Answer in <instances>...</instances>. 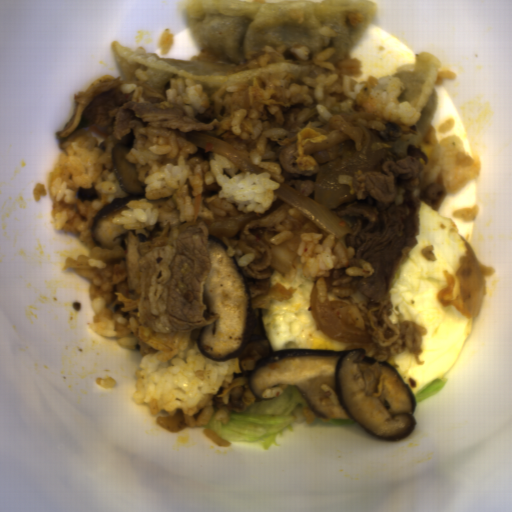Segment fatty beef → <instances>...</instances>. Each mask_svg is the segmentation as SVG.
Returning a JSON list of instances; mask_svg holds the SVG:
<instances>
[{
    "mask_svg": "<svg viewBox=\"0 0 512 512\" xmlns=\"http://www.w3.org/2000/svg\"><path fill=\"white\" fill-rule=\"evenodd\" d=\"M423 164L407 156L384 160L376 170L356 171L351 183L356 200L328 210L349 224L353 233L344 235L347 247L355 250L353 258L371 265L375 273L357 276L334 287L357 291L369 301L355 304L364 320V328L373 336L377 351L373 364L358 362L354 381L362 378L366 397H381L384 375L380 363L387 361L395 368L396 355L408 349L417 364L422 354V335L428 328L409 320L392 322L394 306L390 291L396 274L417 244L420 235L421 201L440 211L446 190L432 182L416 193Z\"/></svg>",
    "mask_w": 512,
    "mask_h": 512,
    "instance_id": "obj_1",
    "label": "fatty beef"
},
{
    "mask_svg": "<svg viewBox=\"0 0 512 512\" xmlns=\"http://www.w3.org/2000/svg\"><path fill=\"white\" fill-rule=\"evenodd\" d=\"M209 236L205 221L173 227L147 241L128 231L126 258L111 266V289L135 291L139 297L136 333L157 350L156 360L175 357L186 348L192 329L219 315L203 317V287L212 269Z\"/></svg>",
    "mask_w": 512,
    "mask_h": 512,
    "instance_id": "obj_2",
    "label": "fatty beef"
},
{
    "mask_svg": "<svg viewBox=\"0 0 512 512\" xmlns=\"http://www.w3.org/2000/svg\"><path fill=\"white\" fill-rule=\"evenodd\" d=\"M147 69L144 64L132 63L126 75H101L83 91L73 92V108L66 124L58 130V142L64 143L84 127H103L115 140L145 135L139 127L160 130L206 132L213 130L216 119L202 122L186 115L177 103L147 82L137 80L136 70Z\"/></svg>",
    "mask_w": 512,
    "mask_h": 512,
    "instance_id": "obj_3",
    "label": "fatty beef"
},
{
    "mask_svg": "<svg viewBox=\"0 0 512 512\" xmlns=\"http://www.w3.org/2000/svg\"><path fill=\"white\" fill-rule=\"evenodd\" d=\"M293 206L281 203L275 210L243 225L231 238H221L235 252L234 260L247 284L252 310L270 311L272 301H288L298 290L287 289L281 282L270 287L274 271L282 276L291 273L301 257L286 248V241H270L281 233L274 226L288 217Z\"/></svg>",
    "mask_w": 512,
    "mask_h": 512,
    "instance_id": "obj_4",
    "label": "fatty beef"
},
{
    "mask_svg": "<svg viewBox=\"0 0 512 512\" xmlns=\"http://www.w3.org/2000/svg\"><path fill=\"white\" fill-rule=\"evenodd\" d=\"M267 338L250 342L235 358H238L239 373H234L231 386L221 391L219 397L228 395V404L222 406L227 413L243 414L253 405L255 398L250 387V374L260 361L269 354ZM218 397V398H219Z\"/></svg>",
    "mask_w": 512,
    "mask_h": 512,
    "instance_id": "obj_5",
    "label": "fatty beef"
}]
</instances>
